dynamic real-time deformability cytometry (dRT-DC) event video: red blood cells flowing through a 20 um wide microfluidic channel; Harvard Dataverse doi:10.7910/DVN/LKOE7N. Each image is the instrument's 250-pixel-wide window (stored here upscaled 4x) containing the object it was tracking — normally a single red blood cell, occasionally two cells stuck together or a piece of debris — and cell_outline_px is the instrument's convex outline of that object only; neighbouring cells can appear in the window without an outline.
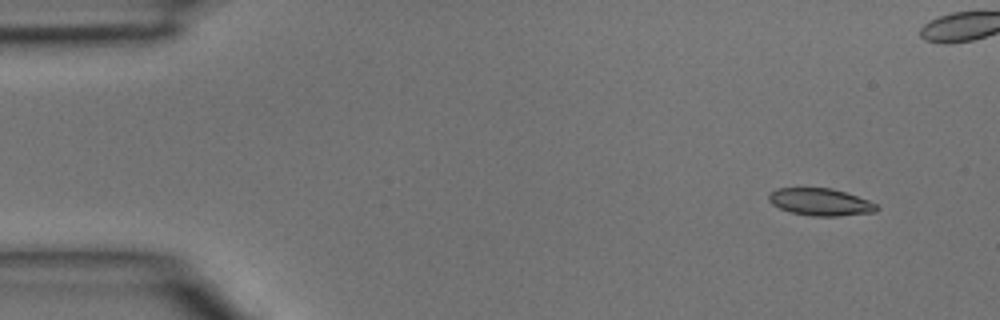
{"species": "common noctule bat (a hibernating species)", "species_latin": "Nyctalus noctula", "temperature_condition": "room temperature", "stored_images_in_passage": 4, "camera_frame_rate_fps": 3000, "um_per_image_px": 0.085, "animal": {"sex": "male", "body_mass_g": 15.6}, "frame": {"image": 1, "passage_image": 1, "time_ms": 0.0, "image_size_px": [1000, 320], "cell_outline_px": [[880, 208], [876, 212], [840, 216], [812, 216], [792, 212], [780, 208], [772, 204], [768, 200], [768, 196], [776, 188], [832, 188], [868, 200], [876, 204]], "centroid_in_image_um": [69.75, 17.17], "position_along_channel_um": 15.2, "area_um2": 17.05}}